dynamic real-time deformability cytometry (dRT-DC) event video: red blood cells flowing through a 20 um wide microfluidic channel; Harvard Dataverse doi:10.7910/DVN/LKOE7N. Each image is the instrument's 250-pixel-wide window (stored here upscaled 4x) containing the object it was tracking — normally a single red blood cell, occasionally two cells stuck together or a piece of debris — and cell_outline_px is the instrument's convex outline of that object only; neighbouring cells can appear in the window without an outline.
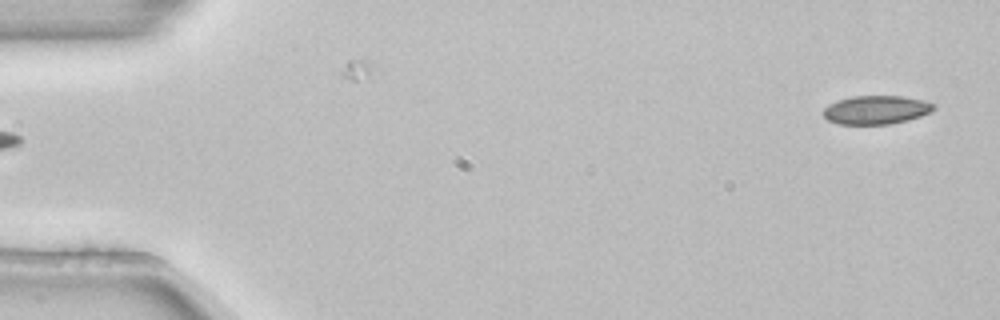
{"species": "common noctule bat (a hibernating species)", "species_latin": "Nyctalus noctula", "temperature_condition": "room temperature", "stored_images_in_passage": 2, "segment_of_instrument_passage": [2, 2], "camera_frame_rate_fps": 3000, "um_per_image_px": 0.085, "animal": {"sex": "female", "body_mass_g": 22.7, "forearm_length_mm": 54.2}, "frame": {"image": 1, "passage_image": 2, "time_ms": 0.333, "image_size_px": [1000, 320], "cell_outline_px": [[936, 108], [932, 112], [908, 120], [892, 124], [840, 124], [828, 120], [820, 112], [828, 104], [836, 100], [852, 96], [904, 96], [924, 100], [936, 104]], "centroid_in_image_um": [74.48, 9.33], "position_along_channel_um": 10.5, "area_um2": 18.73}}